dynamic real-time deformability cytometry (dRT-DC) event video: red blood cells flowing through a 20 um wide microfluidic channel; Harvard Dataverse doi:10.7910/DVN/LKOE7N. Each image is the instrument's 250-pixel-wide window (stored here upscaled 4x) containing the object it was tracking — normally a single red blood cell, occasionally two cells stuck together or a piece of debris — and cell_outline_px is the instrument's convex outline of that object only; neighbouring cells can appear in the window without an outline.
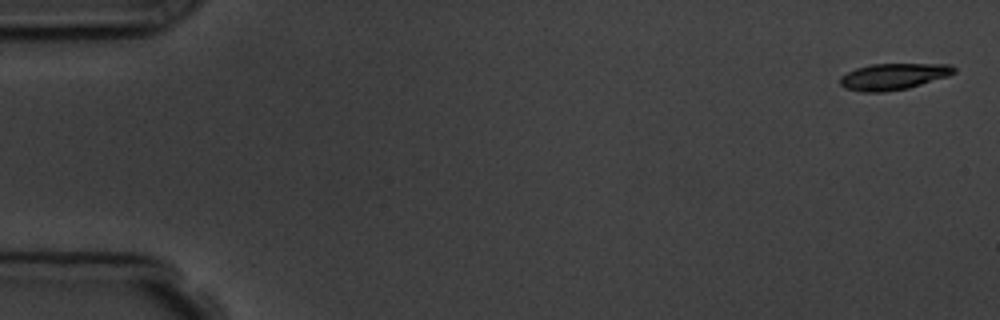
{"species": "common noctule bat (a hibernating species)", "species_latin": "Nyctalus noctula", "temperature_condition": "room temperature", "stored_images_in_passage": 8, "camera_frame_rate_fps": 3000, "um_per_image_px": 0.085, "animal": {"sex": "male", "body_mass_g": 19.5, "forearm_length_mm": 54.6}, "frame": {"image": 1, "passage_image": 1, "time_ms": 0.0, "image_size_px": [1000, 320], "cell_outline_px": [[956, 72], [948, 76], [908, 88], [884, 92], [864, 92], [844, 88], [840, 84], [840, 76], [856, 68], [872, 64], [952, 64], [956, 68]], "centroid_in_image_um": [75.95, 6.5], "position_along_channel_um": 9.1, "area_um2": 17.51}}
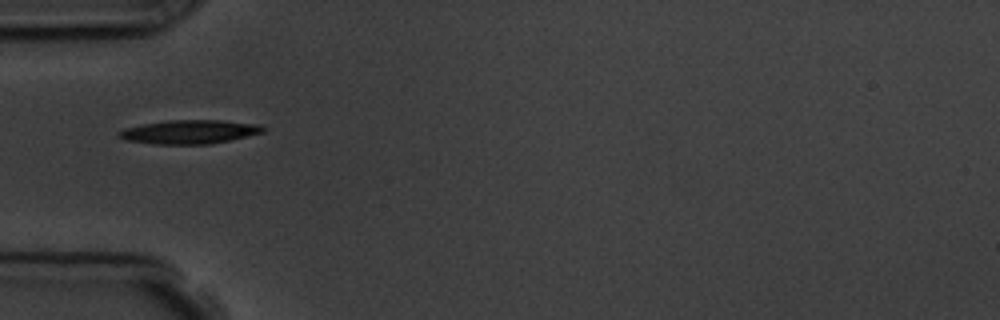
{"frame": {"image": 2, "passage_image": 5, "time_ms": 5.333, "image_size_px": [1000, 320], "cell_outline_px": [[268, 128], [264, 132], [232, 140], [212, 144], [152, 144], [128, 140], [120, 136], [116, 132], [124, 128], [144, 124], [168, 120], [220, 120], [260, 124]], "centroid_in_image_um": [16.18, 11.21], "position_along_channel_um": 68.8, "area_um2": 20.11}}